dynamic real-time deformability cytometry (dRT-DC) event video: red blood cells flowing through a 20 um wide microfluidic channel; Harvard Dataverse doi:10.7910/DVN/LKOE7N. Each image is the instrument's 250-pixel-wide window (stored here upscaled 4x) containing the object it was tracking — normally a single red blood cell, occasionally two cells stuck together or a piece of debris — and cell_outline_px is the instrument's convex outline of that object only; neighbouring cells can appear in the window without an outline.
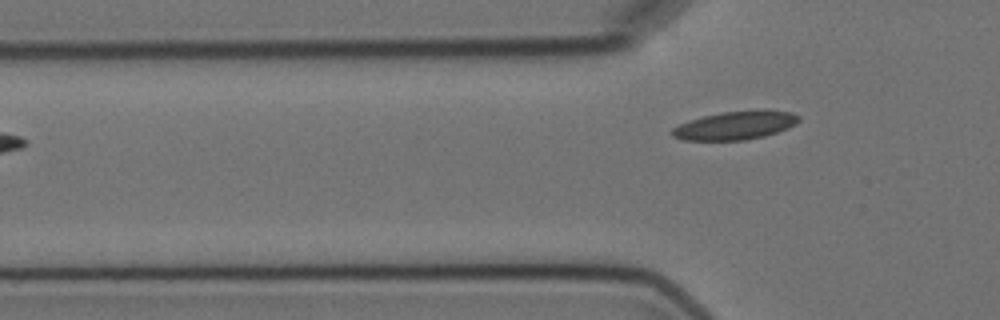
{"species": "Egyptian fruit bat (a non-hibernating species)", "species_latin": "Rousettus aegyptiacus", "temperature_condition": "cold", "stored_images_in_passage": 3, "camera_frame_rate_fps": 3000, "um_per_image_px": 0.085, "animal": {"sex": "female"}, "frame": {"image": 1, "passage_image": 3, "time_ms": 3.0, "image_size_px": [1000, 320], "cell_outline_px": [[800, 120], [796, 124], [788, 128], [764, 136], [744, 140], [680, 140], [672, 136], [672, 128], [680, 124], [704, 116], [720, 112], [764, 108], [792, 112], [800, 116]], "centroid_in_image_um": [62.56, 10.63], "position_along_channel_um": 63.2, "area_um2": 21.27}}